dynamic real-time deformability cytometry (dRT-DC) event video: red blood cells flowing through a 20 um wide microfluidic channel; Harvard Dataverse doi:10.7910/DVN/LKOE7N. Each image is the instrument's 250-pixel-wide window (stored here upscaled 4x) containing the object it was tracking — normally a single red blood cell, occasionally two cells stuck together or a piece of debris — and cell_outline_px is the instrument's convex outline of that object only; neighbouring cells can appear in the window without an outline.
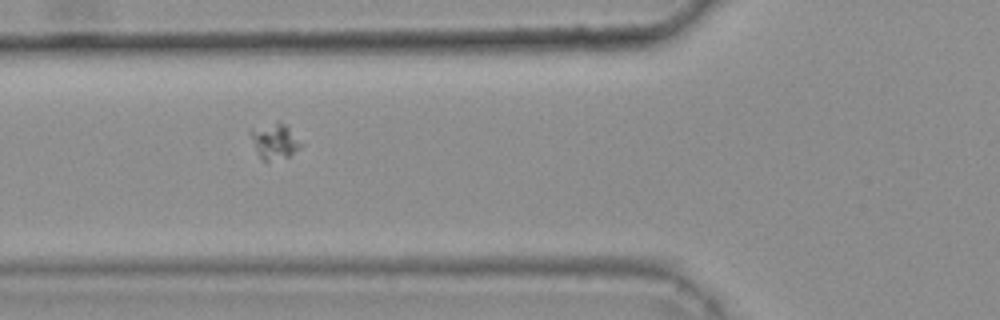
{"species": "common noctule bat (a hibernating species)", "species_latin": "Nyctalus noctula", "temperature_condition": "warm", "stored_images_in_passage": 41, "camera_frame_rate_fps": 3000, "um_per_image_px": 0.085, "animal": {"sex": "female", "body_mass_g": 25.1}, "frame": {"image": 1, "passage_image": 12, "time_ms": 3.667, "image_size_px": [1000, 320], "cell_outline_px": [[304, 144], [288, 156], [268, 160], [264, 160], [260, 156], [248, 132], [252, 128], [276, 120], [280, 120], [288, 124]], "centroid_in_image_um": [23.37, 11.9], "position_along_channel_um": 102.4, "area_um2": 10.58}}
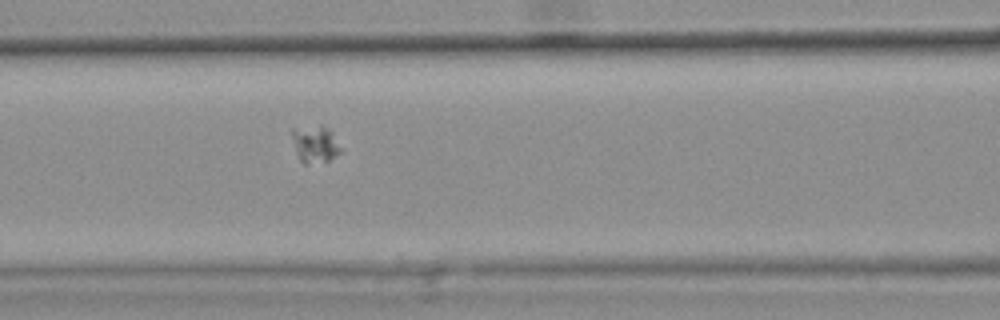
{"frame": {"image": 2, "passage_image": 15, "time_ms": 4.667, "image_size_px": [1000, 320], "cell_outline_px": [[340, 152], [328, 160], [304, 164], [300, 160], [296, 152], [292, 136], [292, 128], [320, 124], [324, 124], [332, 132], [340, 148]], "centroid_in_image_um": [26.75, 12.2], "position_along_channel_um": 139.8, "area_um2": 10.4}}
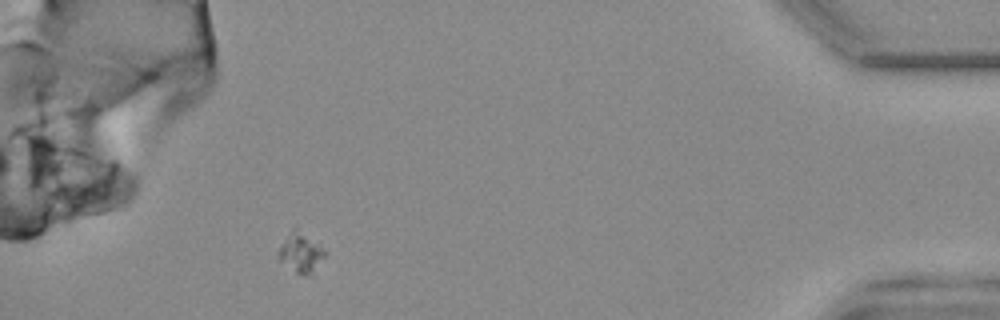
{"frame": {"image": 3, "passage_image": 41, "time_ms": 13.333, "image_size_px": [1000, 320], "cell_outline_px": [[328, 252], [308, 272], [296, 272], [280, 260], [280, 248], [284, 240], [292, 228], [296, 224]], "centroid_in_image_um": [25.57, 21.32], "position_along_channel_um": 409.6, "area_um2": 10.06}}